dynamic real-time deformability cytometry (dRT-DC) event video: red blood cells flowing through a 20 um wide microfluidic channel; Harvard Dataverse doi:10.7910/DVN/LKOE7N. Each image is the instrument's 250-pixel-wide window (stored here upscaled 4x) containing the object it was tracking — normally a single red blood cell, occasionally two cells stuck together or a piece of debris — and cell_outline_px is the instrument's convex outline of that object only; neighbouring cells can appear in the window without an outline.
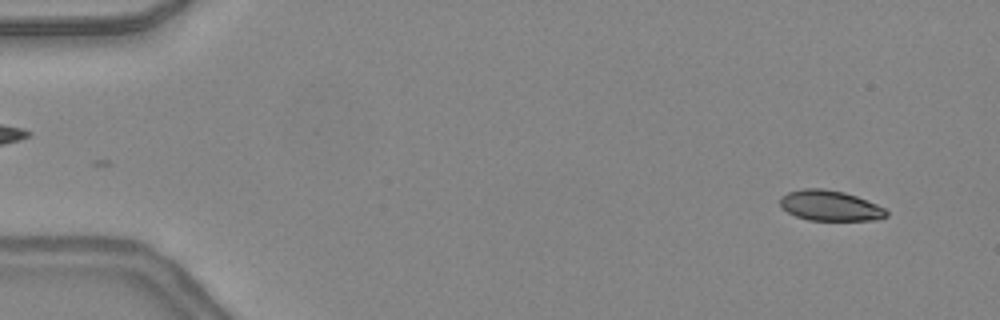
{"species": "common noctule bat (a hibernating species)", "species_latin": "Nyctalus noctula", "temperature_condition": "warm", "stored_images_in_passage": 47, "camera_frame_rate_fps": 3000, "um_per_image_px": 0.085, "animal": {"sex": "female", "body_mass_g": 24.6, "forearm_length_mm": 56.2}, "frame": {"image": 1, "passage_image": 3, "time_ms": 0.667, "image_size_px": [1000, 320], "cell_outline_px": [[888, 216], [880, 220], [808, 220], [796, 216], [788, 212], [780, 204], [780, 196], [788, 192], [804, 188], [820, 188], [844, 192], [856, 196], [876, 204], [884, 208], [888, 212]], "centroid_in_image_um": [70.57, 17.48], "position_along_channel_um": 14.4, "area_um2": 18.79}}
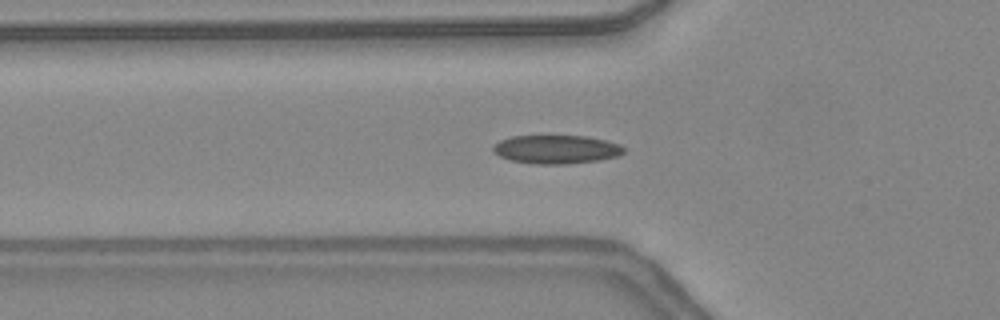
{"frame": {"image": 2, "passage_image": 16, "time_ms": 5.0, "image_size_px": [1000, 320], "cell_outline_px": [[624, 152], [616, 156], [600, 160], [568, 164], [532, 164], [508, 160], [492, 152], [492, 148], [500, 140], [512, 136], [588, 136], [620, 144], [624, 148]], "centroid_in_image_um": [47.26, 12.7], "position_along_channel_um": 78.5, "area_um2": 21.85}}
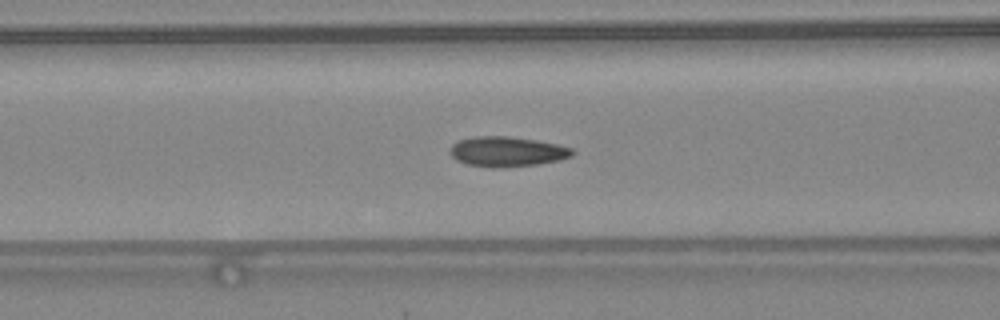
{"frame": {"image": 3, "passage_image": 19, "time_ms": 6.0, "image_size_px": [1000, 320], "cell_outline_px": [[576, 152], [572, 156], [560, 160], [536, 164], [504, 168], [492, 168], [468, 164], [456, 160], [448, 152], [448, 148], [456, 140], [472, 136], [508, 136], [536, 140], [556, 144], [572, 148]], "centroid_in_image_um": [43.05, 12.88], "position_along_channel_um": 123.5, "area_um2": 21.73}, "authors_computed_cell_mechanics": {"area_um2": 20.519, "velocity_mm_per_s": 4.3922, "shape_relaxation_time_tau1_ms": null, "shape_relaxation_time_tau2_ms": 1.4478, "deformation_change_tau1": null, "deformation_change_tau2": 0.0712}}